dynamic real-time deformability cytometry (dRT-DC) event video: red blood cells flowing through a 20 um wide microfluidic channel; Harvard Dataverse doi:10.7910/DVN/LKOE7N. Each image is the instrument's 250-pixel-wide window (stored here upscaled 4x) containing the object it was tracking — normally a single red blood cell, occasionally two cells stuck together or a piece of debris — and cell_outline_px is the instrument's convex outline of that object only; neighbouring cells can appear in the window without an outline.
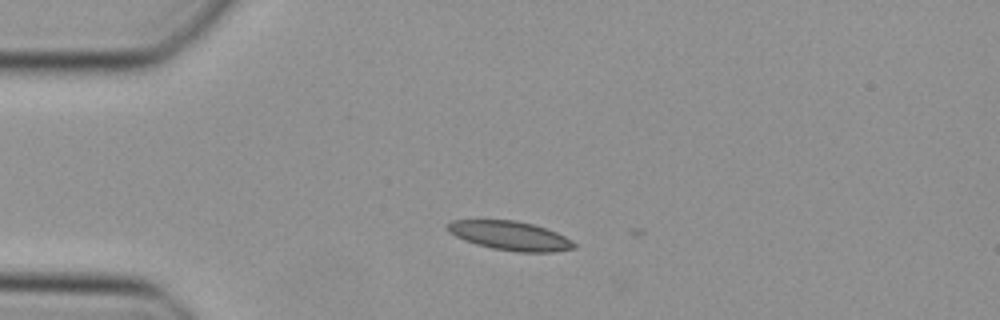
{"species": "Egyptian fruit bat (a non-hibernating species)", "species_latin": "Rousettus aegyptiacus", "temperature_condition": "cold", "stored_images_in_passage": 6, "camera_frame_rate_fps": 3000, "um_per_image_px": 0.085, "animal": {"sex": "female"}, "frame": {"image": 1, "passage_image": 3, "time_ms": 0.667, "image_size_px": [1000, 320], "cell_outline_px": [[576, 248], [552, 252], [516, 252], [492, 248], [476, 244], [464, 240], [448, 232], [444, 228], [444, 224], [452, 220], [516, 220], [532, 224], [556, 232], [572, 240], [576, 244]], "centroid_in_image_um": [43.31, 20.03], "position_along_channel_um": 41.7, "area_um2": 21.56}}